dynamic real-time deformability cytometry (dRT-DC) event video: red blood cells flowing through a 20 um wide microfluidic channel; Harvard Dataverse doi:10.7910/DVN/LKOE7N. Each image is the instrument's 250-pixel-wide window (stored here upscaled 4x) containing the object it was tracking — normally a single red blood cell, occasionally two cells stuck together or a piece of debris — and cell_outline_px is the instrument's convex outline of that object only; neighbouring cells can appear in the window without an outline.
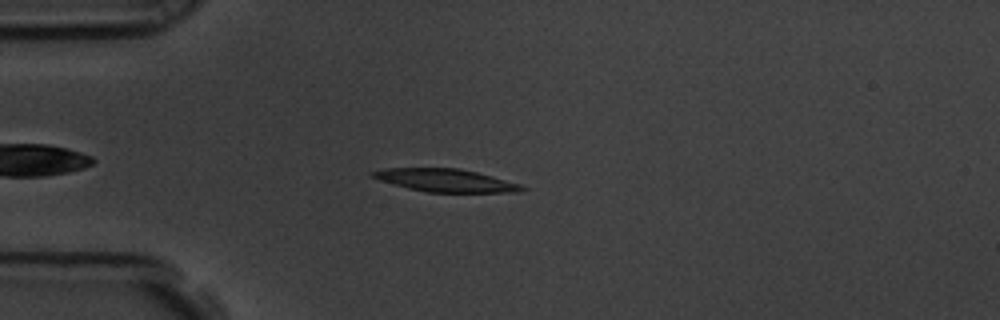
{"species": "common noctule bat (a hibernating species)", "species_latin": "Nyctalus noctula", "temperature_condition": "room temperature", "stored_images_in_passage": 47, "camera_frame_rate_fps": 3000, "um_per_image_px": 0.085, "animal": {"sex": "male", "body_mass_g": 19.5, "forearm_length_mm": 54.6}, "frame": {"image": 1, "passage_image": 8, "time_ms": 2.333, "image_size_px": [1000, 320], "cell_outline_px": [[528, 188], [516, 192], [428, 192], [408, 188], [392, 184], [380, 180], [372, 176], [368, 172], [384, 168], [460, 168], [492, 176], [520, 184]], "centroid_in_image_um": [37.85, 15.32], "position_along_channel_um": 47.2, "area_um2": 19.77}}
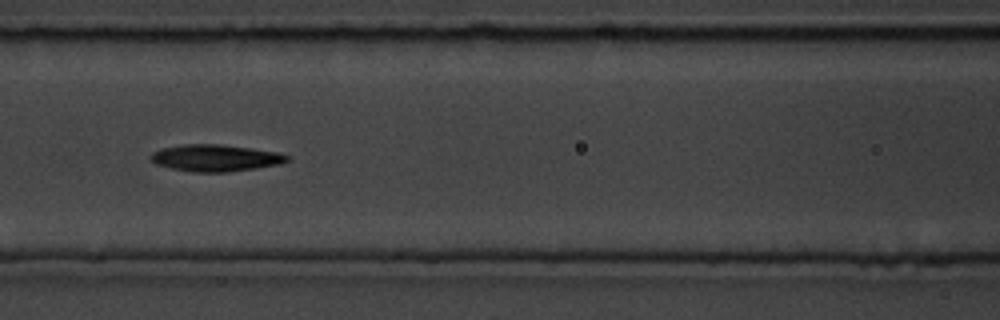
{"frame": {"image": 2, "passage_image": 18, "time_ms": 5.667, "image_size_px": [1000, 320], "cell_outline_px": [[288, 160], [280, 164], [256, 168], [228, 172], [192, 172], [172, 168], [156, 164], [148, 156], [152, 152], [160, 148], [184, 144], [220, 144], [252, 148], [280, 152], [288, 156]], "centroid_in_image_um": [18.3, 13.42], "position_along_channel_um": 148.3, "area_um2": 21.39}}
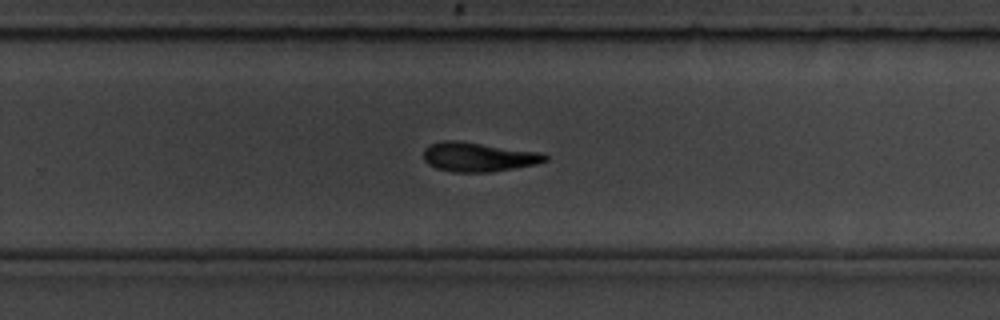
{"frame": {"image": 3, "passage_image": 30, "time_ms": 9.667, "image_size_px": [1000, 320], "cell_outline_px": [[548, 160], [536, 164], [492, 172], [452, 172], [436, 168], [428, 164], [424, 160], [424, 148], [432, 144], [444, 140], [460, 140], [540, 152], [548, 156]], "centroid_in_image_um": [40.66, 13.34], "position_along_channel_um": 289.1, "area_um2": 20.87}, "authors_computed_cell_mechanics": {"area_um2": 20.9236, "velocity_mm_per_s": 3.5345, "shape_relaxation_time_tau1_ms": 4.586, "shape_relaxation_time_tau2_ms": 9.425, "deformation_change_tau1": 0.1495, "deformation_change_tau2": 0.2179}}